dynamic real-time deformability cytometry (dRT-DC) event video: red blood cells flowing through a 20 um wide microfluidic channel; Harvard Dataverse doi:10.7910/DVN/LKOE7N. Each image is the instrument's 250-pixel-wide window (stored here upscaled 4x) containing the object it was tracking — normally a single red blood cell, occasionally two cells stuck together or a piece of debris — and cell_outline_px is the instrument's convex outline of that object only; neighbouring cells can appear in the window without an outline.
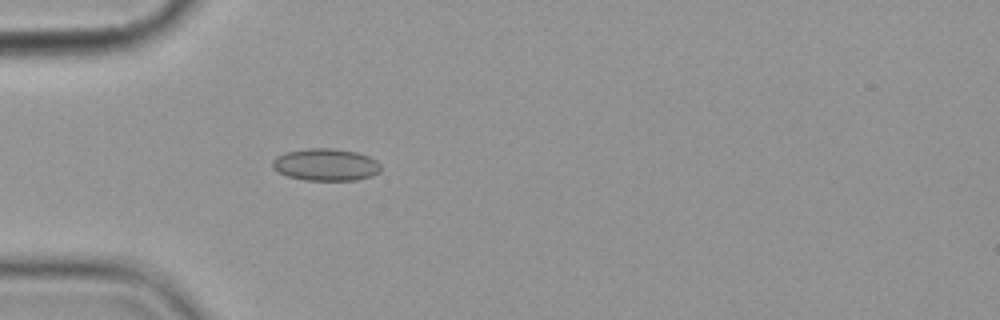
{"species": "common noctule bat (a hibernating species)", "species_latin": "Nyctalus noctula", "temperature_condition": "cold", "stored_images_in_passage": 1, "camera_frame_rate_fps": 3000, "um_per_image_px": 0.085, "animal": {"sex": "female", "body_mass_g": 19.9}, "frame": {"image": 1, "passage_image": 1, "time_ms": 0.0, "image_size_px": [1000, 320], "cell_outline_px": [[380, 172], [372, 176], [356, 180], [304, 180], [288, 176], [272, 168], [272, 160], [276, 156], [284, 152], [308, 148], [332, 148], [356, 152], [368, 156], [376, 160], [380, 164]], "centroid_in_image_um": [27.68, 13.99], "position_along_channel_um": 57.3, "area_um2": 20.4}}